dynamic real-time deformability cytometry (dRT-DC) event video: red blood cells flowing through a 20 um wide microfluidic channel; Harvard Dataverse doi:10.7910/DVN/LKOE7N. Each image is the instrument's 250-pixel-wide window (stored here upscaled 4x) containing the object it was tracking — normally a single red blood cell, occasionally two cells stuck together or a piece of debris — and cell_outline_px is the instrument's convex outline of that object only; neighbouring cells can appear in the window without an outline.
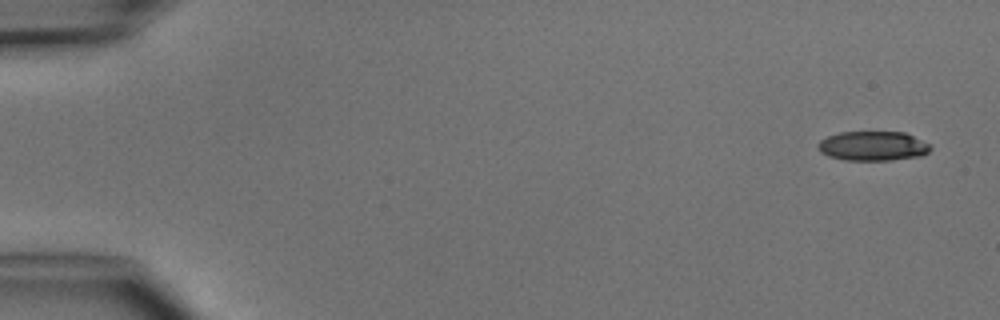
{"species": "common noctule bat (a hibernating species)", "species_latin": "Nyctalus noctula", "temperature_condition": "cold", "stored_images_in_passage": 5, "camera_frame_rate_fps": 3000, "um_per_image_px": 0.085, "animal": {"sex": "male", "body_mass_g": 15.6}, "frame": {"image": 1, "passage_image": 1, "time_ms": 0.0, "image_size_px": [1000, 320], "cell_outline_px": [[932, 148], [928, 152], [920, 156], [892, 160], [844, 160], [828, 156], [820, 152], [816, 148], [816, 144], [820, 140], [828, 136], [840, 132], [904, 132], [928, 144]], "centroid_in_image_um": [74.14, 12.41], "position_along_channel_um": 10.9, "area_um2": 19.31}}
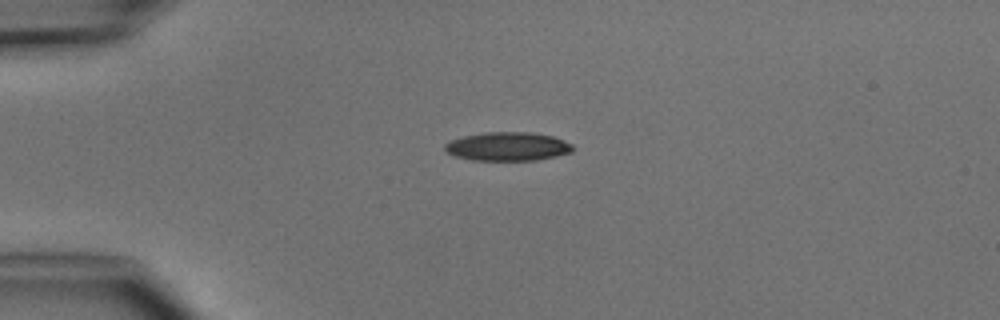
{"frame": {"image": 2, "passage_image": 4, "time_ms": 3.333, "image_size_px": [1000, 320], "cell_outline_px": [[572, 152], [556, 156], [536, 160], [472, 160], [456, 156], [444, 152], [444, 144], [448, 140], [464, 136], [484, 132], [532, 132], [552, 136], [564, 140], [572, 144]], "centroid_in_image_um": [43.11, 12.44], "position_along_channel_um": 41.9, "area_um2": 21.5}}